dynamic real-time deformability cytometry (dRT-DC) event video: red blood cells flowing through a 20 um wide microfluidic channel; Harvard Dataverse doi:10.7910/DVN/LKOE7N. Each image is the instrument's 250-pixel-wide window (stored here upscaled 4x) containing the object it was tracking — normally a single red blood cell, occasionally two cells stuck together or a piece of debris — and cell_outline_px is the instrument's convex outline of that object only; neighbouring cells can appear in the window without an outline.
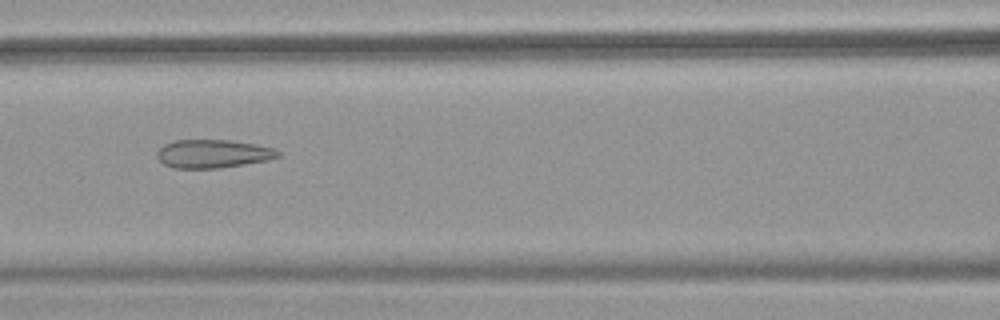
{"species": "common noctule bat (a hibernating species)", "species_latin": "Nyctalus noctula", "temperature_condition": "warm", "stored_images_in_passage": 35, "camera_frame_rate_fps": 3000, "um_per_image_px": 0.085, "animal": {"sex": "female", "body_mass_g": 18.4}, "frame": {"image": 1, "passage_image": 7, "time_ms": 2.0, "image_size_px": [1000, 320], "cell_outline_px": [[280, 156], [268, 160], [220, 168], [172, 168], [164, 164], [156, 156], [156, 152], [164, 144], [176, 140], [228, 140], [252, 144], [272, 148], [280, 152]], "centroid_in_image_um": [18.06, 13.07], "position_along_channel_um": 148.5, "area_um2": 19.83}}
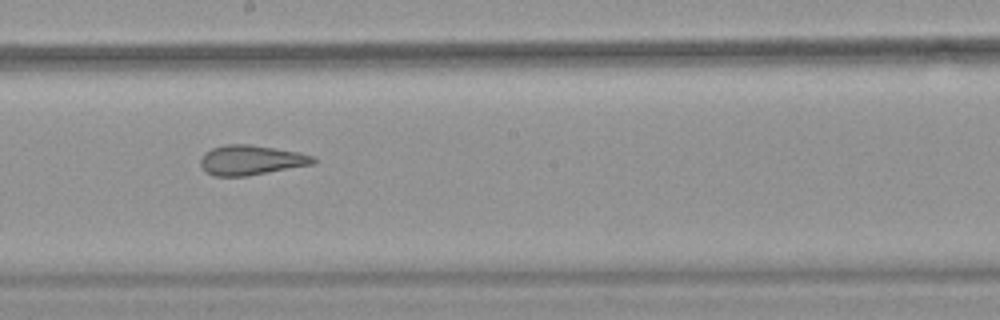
{"frame": {"image": 2, "passage_image": 13, "time_ms": 4.0, "image_size_px": [1000, 320], "cell_outline_px": [[316, 160], [312, 164], [248, 176], [212, 176], [204, 172], [200, 164], [200, 160], [212, 148], [228, 144], [248, 144], [300, 152], [316, 156]], "centroid_in_image_um": [21.35, 13.62], "position_along_channel_um": 226.9, "area_um2": 19.54}}
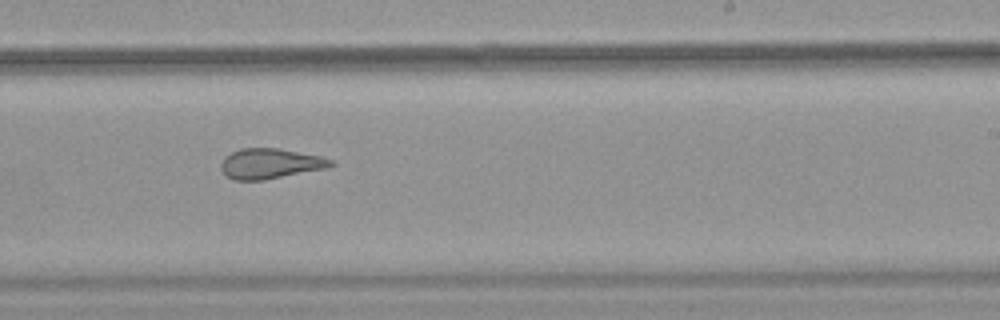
{"frame": {"image": 3, "passage_image": 16, "time_ms": 5.0, "image_size_px": [1000, 320], "cell_outline_px": [[336, 164], [328, 168], [264, 180], [232, 180], [220, 168], [220, 164], [224, 156], [240, 148], [276, 148], [320, 156], [332, 160]], "centroid_in_image_um": [22.96, 13.91], "position_along_channel_um": 266.0, "area_um2": 19.36}, "authors_computed_cell_mechanics": {"area_um2": 20.1722, "velocity_mm_per_s": 3.9404, "shape_relaxation_time_tau1_ms": null, "shape_relaxation_time_tau2_ms": 1.5684, "deformation_change_tau1": null, "deformation_change_tau2": 0.091}}